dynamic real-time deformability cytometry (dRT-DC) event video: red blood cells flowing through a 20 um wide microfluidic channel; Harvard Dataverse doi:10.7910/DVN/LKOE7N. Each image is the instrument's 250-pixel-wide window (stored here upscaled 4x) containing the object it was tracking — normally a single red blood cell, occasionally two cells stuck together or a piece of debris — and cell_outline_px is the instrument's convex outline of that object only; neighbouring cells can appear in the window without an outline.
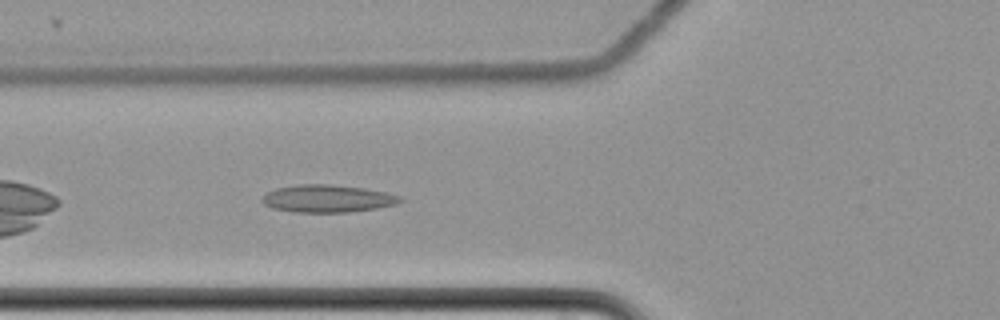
{"species": "common noctule bat (a hibernating species)", "species_latin": "Nyctalus noctula", "temperature_condition": "cold", "stored_images_in_passage": 42, "camera_frame_rate_fps": 3000, "um_per_image_px": 0.085, "animal": {"sex": "female", "body_mass_g": 22.7, "forearm_length_mm": 54.2}, "frame": {"image": 1, "passage_image": 5, "time_ms": 1.333, "image_size_px": [1000, 320], "cell_outline_px": [[404, 200], [396, 204], [376, 208], [348, 212], [296, 212], [272, 208], [264, 204], [260, 200], [268, 192], [276, 188], [296, 184], [332, 184], [364, 188], [384, 192], [400, 196]], "centroid_in_image_um": [27.82, 16.87], "position_along_channel_um": 98.0, "area_um2": 22.08}}
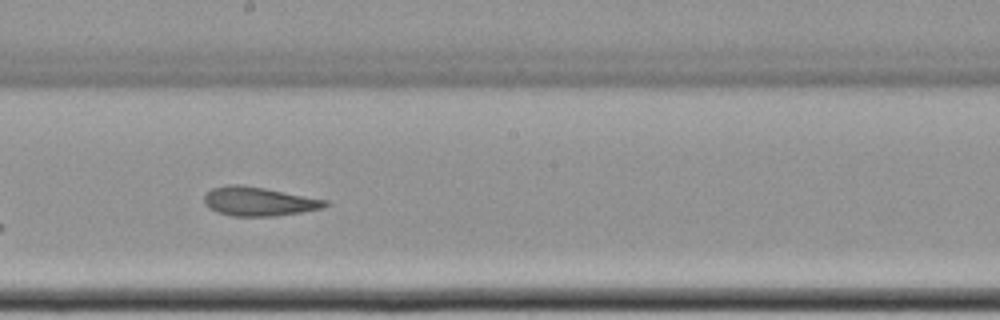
{"frame": {"image": 2, "passage_image": 16, "time_ms": 5.0, "image_size_px": [1000, 320], "cell_outline_px": [[328, 204], [324, 208], [300, 212], [272, 216], [232, 216], [216, 212], [208, 208], [204, 204], [204, 196], [212, 188], [228, 184], [240, 184], [264, 188], [328, 200]], "centroid_in_image_um": [21.96, 17.12], "position_along_channel_um": 226.2, "area_um2": 20.4}}
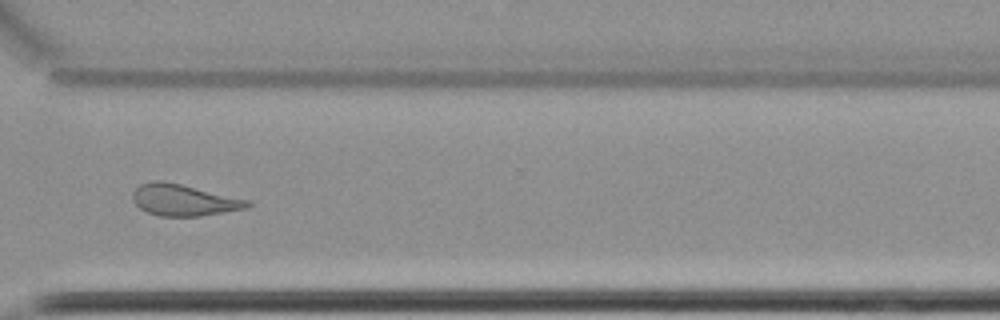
{"frame": {"image": 3, "passage_image": 27, "time_ms": 8.667, "image_size_px": [1000, 320], "cell_outline_px": [[252, 204], [244, 208], [200, 216], [160, 216], [148, 212], [140, 208], [132, 200], [132, 192], [140, 184], [152, 180], [164, 180], [252, 200]], "centroid_in_image_um": [15.61, 16.98], "position_along_channel_um": 355.0, "area_um2": 21.15}, "authors_computed_cell_mechanics": {"area_um2": 21.0392, "velocity_mm_per_s": 3.4919, "shape_relaxation_time_tau1_ms": null, "shape_relaxation_time_tau2_ms": 5.0731, "deformation_change_tau1": null, "deformation_change_tau2": 0.1463}}